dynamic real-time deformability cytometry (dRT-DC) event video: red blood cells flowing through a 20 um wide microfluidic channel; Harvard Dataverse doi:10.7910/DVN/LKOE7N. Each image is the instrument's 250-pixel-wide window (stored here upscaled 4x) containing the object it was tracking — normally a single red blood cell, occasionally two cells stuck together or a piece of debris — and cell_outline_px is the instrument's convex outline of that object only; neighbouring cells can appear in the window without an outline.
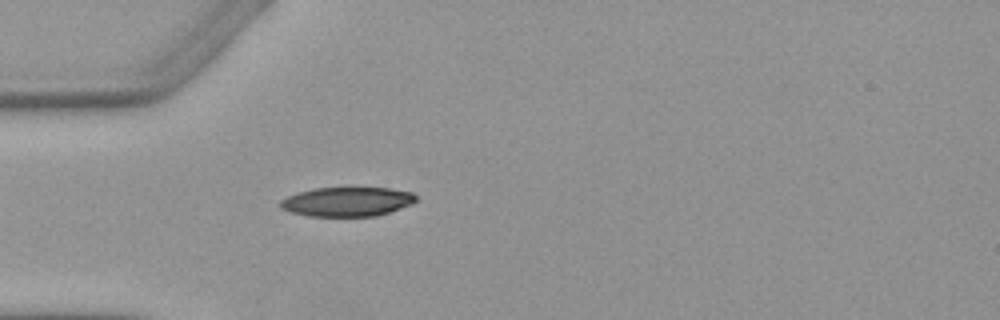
{"species": "Egyptian fruit bat (a non-hibernating species)", "species_latin": "Rousettus aegyptiacus", "temperature_condition": "warm", "stored_images_in_passage": 2, "camera_frame_rate_fps": 3000, "um_per_image_px": 0.085, "animal": {"sex": "female"}, "frame": {"image": 1, "passage_image": 2, "time_ms": 1.333, "image_size_px": [1000, 320], "cell_outline_px": [[416, 200], [412, 204], [376, 216], [308, 216], [288, 212], [280, 208], [280, 200], [296, 192], [316, 188], [388, 188], [412, 192], [416, 196]], "centroid_in_image_um": [29.47, 17.14], "position_along_channel_um": 55.5, "area_um2": 23.18}}